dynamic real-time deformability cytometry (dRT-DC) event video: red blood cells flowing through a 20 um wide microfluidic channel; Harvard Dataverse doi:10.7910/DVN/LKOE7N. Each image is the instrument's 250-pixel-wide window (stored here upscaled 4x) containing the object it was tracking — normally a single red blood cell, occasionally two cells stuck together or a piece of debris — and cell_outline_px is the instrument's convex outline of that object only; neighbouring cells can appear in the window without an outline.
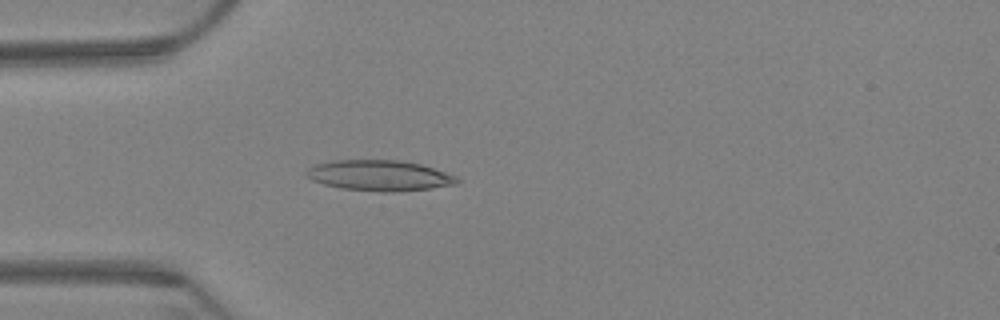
{"species": "Egyptian fruit bat (a non-hibernating species)", "species_latin": "Rousettus aegyptiacus", "temperature_condition": "warm", "stored_images_in_passage": 47, "camera_frame_rate_fps": 3000, "um_per_image_px": 0.085, "animal": {"sex": "female"}, "frame": {"image": 1, "passage_image": 2, "time_ms": 0.333, "image_size_px": [1000, 320], "cell_outline_px": [[460, 180], [456, 184], [432, 188], [392, 192], [380, 192], [340, 188], [324, 184], [312, 180], [304, 176], [304, 172], [308, 168], [316, 164], [332, 160], [400, 160], [420, 164], [456, 176]], "centroid_in_image_um": [32.2, 14.92], "position_along_channel_um": 52.8, "area_um2": 26.93}}
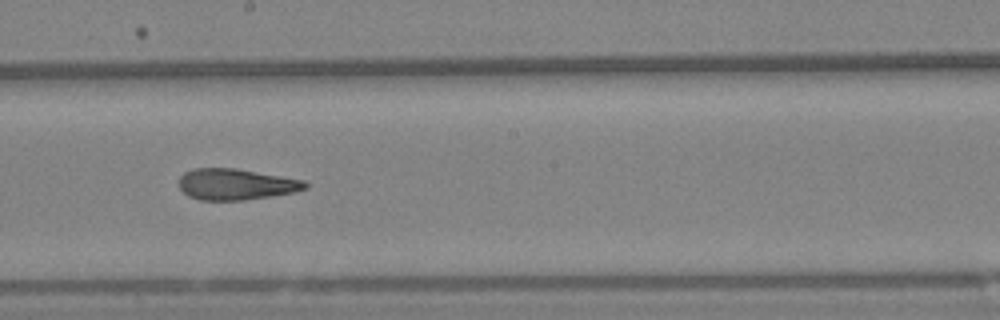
{"frame": {"image": 2, "passage_image": 19, "time_ms": 6.0, "image_size_px": [1000, 320], "cell_outline_px": [[308, 188], [292, 192], [244, 200], [200, 200], [188, 196], [180, 188], [180, 176], [184, 172], [192, 168], [236, 168], [304, 180], [308, 184]], "centroid_in_image_um": [20.03, 15.65], "position_along_channel_um": 228.2, "area_um2": 22.77}}
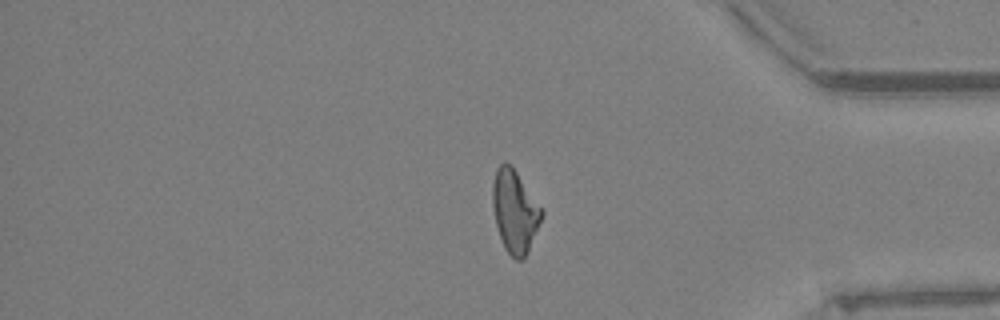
{"frame": {"image": 3, "passage_image": 36, "time_ms": 11.667, "image_size_px": [1000, 320], "cell_outline_px": [[544, 216], [528, 252], [524, 260], [516, 260], [504, 248], [496, 224], [492, 204], [492, 184], [496, 168], [504, 160], [512, 164], [544, 212]], "centroid_in_image_um": [43.76, 17.94], "position_along_channel_um": 391.4, "area_um2": 23.93}, "authors_computed_cell_mechanics": {"area_um2": 23.409, "velocity_mm_per_s": 3.2579, "shape_relaxation_time_tau1_ms": null, "shape_relaxation_time_tau2_ms": 3.2894, "deformation_change_tau1": null, "deformation_change_tau2": 0.1238}}